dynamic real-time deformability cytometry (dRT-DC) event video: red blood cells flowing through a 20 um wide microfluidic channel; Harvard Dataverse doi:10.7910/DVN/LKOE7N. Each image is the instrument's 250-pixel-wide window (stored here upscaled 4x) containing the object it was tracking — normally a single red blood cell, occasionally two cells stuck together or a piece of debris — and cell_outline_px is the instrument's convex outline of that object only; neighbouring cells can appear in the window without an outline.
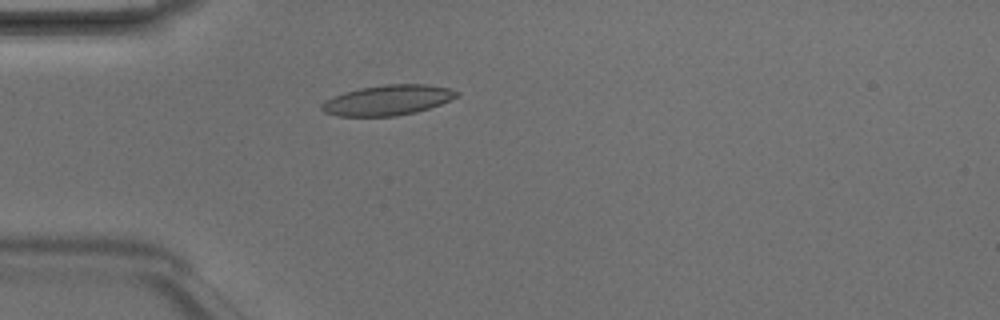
{"species": "Egyptian fruit bat (a non-hibernating species)", "species_latin": "Rousettus aegyptiacus", "temperature_condition": "room temperature", "stored_images_in_passage": 2, "camera_frame_rate_fps": 3000, "um_per_image_px": 0.085, "animal": {"sex": "male"}, "frame": {"image": 1, "passage_image": 2, "time_ms": 0.333, "image_size_px": [1000, 320], "cell_outline_px": [[460, 96], [440, 104], [416, 112], [396, 116], [336, 116], [324, 112], [320, 108], [320, 104], [324, 100], [344, 92], [360, 88], [384, 84], [428, 84], [448, 88], [460, 92]], "centroid_in_image_um": [32.94, 8.51], "position_along_channel_um": 52.1, "area_um2": 23.93}}